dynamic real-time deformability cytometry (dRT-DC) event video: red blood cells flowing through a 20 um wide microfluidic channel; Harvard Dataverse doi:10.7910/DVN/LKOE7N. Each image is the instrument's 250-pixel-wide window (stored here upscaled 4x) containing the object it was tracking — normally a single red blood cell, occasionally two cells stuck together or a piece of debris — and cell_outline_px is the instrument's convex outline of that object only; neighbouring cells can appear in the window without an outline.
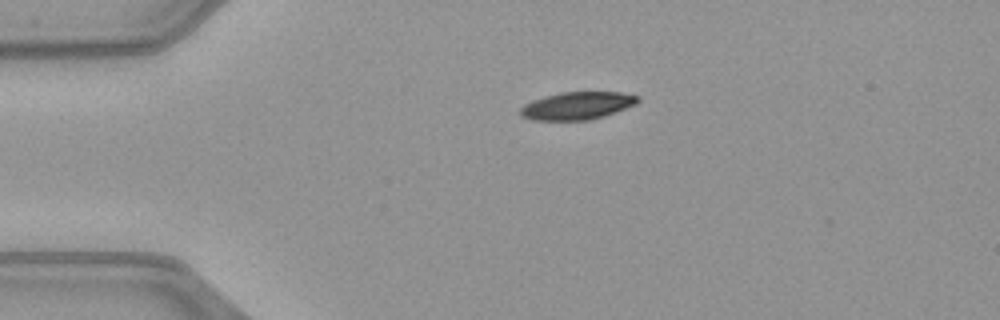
{"species": "common noctule bat (a hibernating species)", "species_latin": "Nyctalus noctula", "temperature_condition": "warm", "stored_images_in_passage": 41, "camera_frame_rate_fps": 3000, "um_per_image_px": 0.085, "animal": {"sex": "female", "body_mass_g": 21.9}, "frame": {"image": 1, "passage_image": 1, "time_ms": 0.0, "image_size_px": [1000, 320], "cell_outline_px": [[640, 100], [636, 104], [604, 116], [588, 120], [532, 120], [520, 116], [520, 108], [524, 104], [532, 100], [560, 92], [620, 92], [640, 96]], "centroid_in_image_um": [49.05, 8.98], "position_along_channel_um": 35.9, "area_um2": 18.96}}
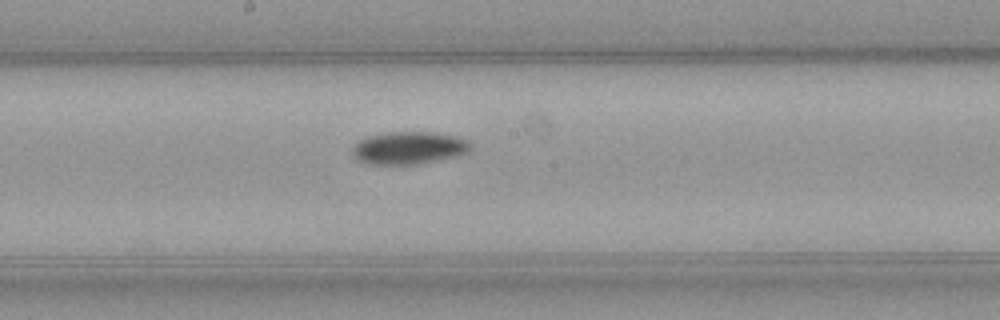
{"frame": {"image": 2, "passage_image": 17, "time_ms": 5.333, "image_size_px": [1000, 320], "cell_outline_px": [[472, 148], [468, 152], [460, 156], [416, 164], [368, 164], [356, 160], [352, 152], [352, 148], [360, 140], [368, 136], [388, 132], [432, 132], [456, 136], [468, 140], [472, 144]], "centroid_in_image_um": [34.78, 12.57], "position_along_channel_um": 213.4, "area_um2": 22.6}}
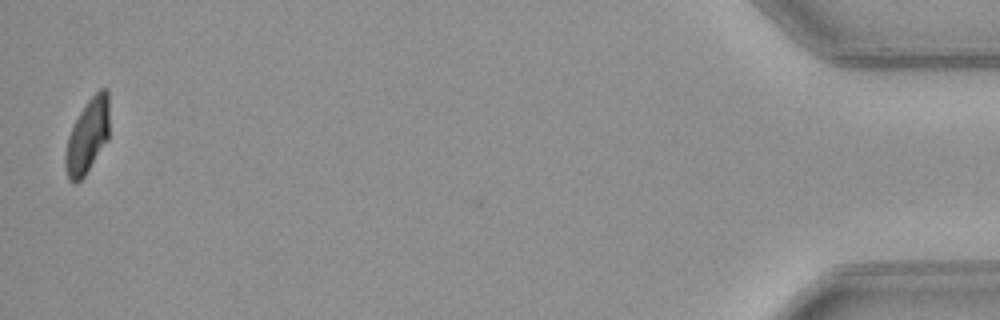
{"frame": {"image": 3, "passage_image": 40, "time_ms": 13.0, "image_size_px": [1000, 320], "cell_outline_px": [[108, 140], [84, 176], [76, 184], [72, 184], [68, 180], [64, 168], [64, 156], [68, 136], [80, 112], [88, 100], [100, 88], [108, 88]], "centroid_in_image_um": [7.41, 11.61], "position_along_channel_um": 427.8, "area_um2": 19.07}, "authors_computed_cell_mechanics": {"area_um2": 21.097, "velocity_mm_per_s": 4.06, "shape_relaxation_time_tau1_ms": 5.5282, "shape_relaxation_time_tau2_ms": null, "deformation_change_tau1": 0.1653, "deformation_change_tau2": null}}